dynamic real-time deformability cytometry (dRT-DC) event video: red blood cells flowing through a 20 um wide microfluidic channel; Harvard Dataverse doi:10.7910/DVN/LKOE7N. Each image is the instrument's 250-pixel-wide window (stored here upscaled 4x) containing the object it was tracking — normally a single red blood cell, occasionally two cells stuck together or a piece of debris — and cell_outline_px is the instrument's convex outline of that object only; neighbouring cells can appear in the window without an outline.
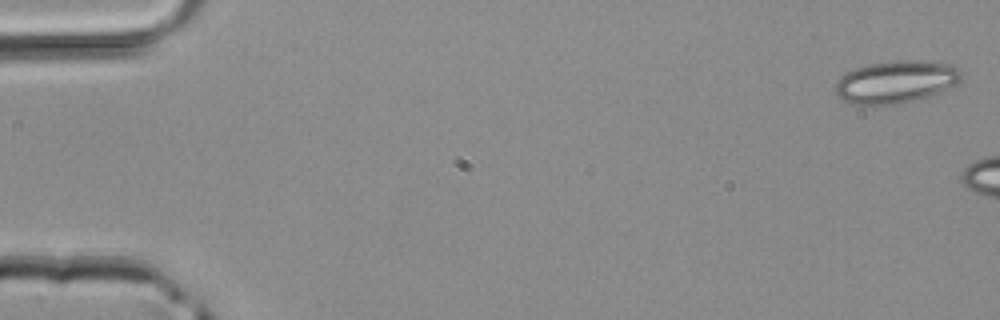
{"species": "common noctule bat (a hibernating species)", "species_latin": "Nyctalus noctula", "temperature_condition": "room temperature", "stored_images_in_passage": 3, "camera_frame_rate_fps": 3000, "um_per_image_px": 0.085, "animal": {"sex": "male", "body_mass_g": 20.4}, "frame": {"image": 1, "passage_image": 1, "time_ms": 0.0, "image_size_px": [1000, 320], "cell_outline_px": [[964, 76], [960, 80], [928, 96], [912, 100], [892, 104], [852, 104], [836, 96], [836, 80], [840, 76], [856, 68], [868, 64], [896, 60], [920, 60], [952, 64], [960, 68]], "centroid_in_image_um": [76.13, 6.93], "position_along_channel_um": 8.9, "area_um2": 30.81}}